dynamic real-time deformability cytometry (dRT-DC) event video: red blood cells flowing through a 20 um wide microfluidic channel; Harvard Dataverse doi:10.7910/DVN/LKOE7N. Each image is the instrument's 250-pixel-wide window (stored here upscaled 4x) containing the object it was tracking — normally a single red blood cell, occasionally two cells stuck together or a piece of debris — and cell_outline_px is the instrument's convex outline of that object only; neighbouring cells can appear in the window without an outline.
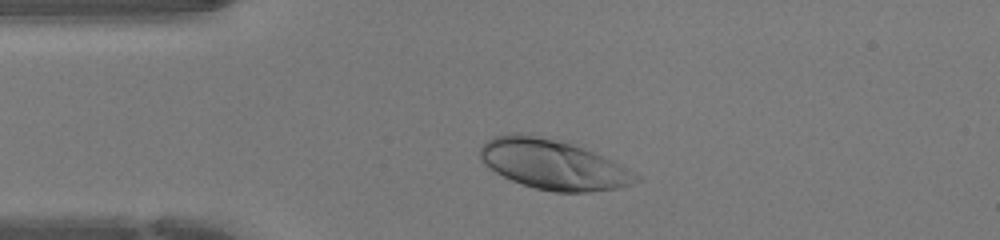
{"species": "human", "species_latin": "Homo sapiens", "temperature_condition": "warm", "stored_images_in_passage": 33, "camera_frame_rate_fps": 3000, "um_per_image_px": 0.085, "donor": {"sex": "female"}, "frame": {"image": 1, "passage_image": 5, "time_ms": 1.333, "image_size_px": [1000, 240], "cell_outline_px": [[640, 180], [632, 184], [620, 188], [588, 192], [556, 192], [536, 188], [512, 180], [496, 172], [484, 164], [480, 160], [480, 148], [492, 136], [512, 132], [528, 132], [552, 136], [564, 140], [604, 156], [628, 168]], "centroid_in_image_um": [46.99, 13.93], "position_along_channel_um": 38.0, "area_um2": 45.84}}
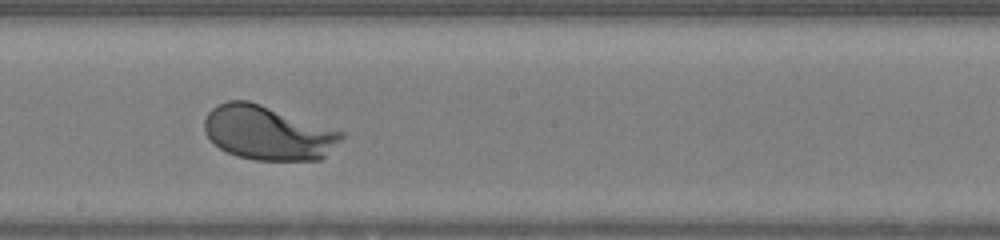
{"frame": {"image": 2, "passage_image": 20, "time_ms": 6.333, "image_size_px": [1000, 240], "cell_outline_px": [[344, 136], [320, 160], [252, 160], [236, 156], [220, 148], [204, 132], [204, 120], [208, 112], [212, 108], [228, 100], [248, 100], [344, 132]], "centroid_in_image_um": [22.74, 11.29], "position_along_channel_um": 225.5, "area_um2": 42.83}}
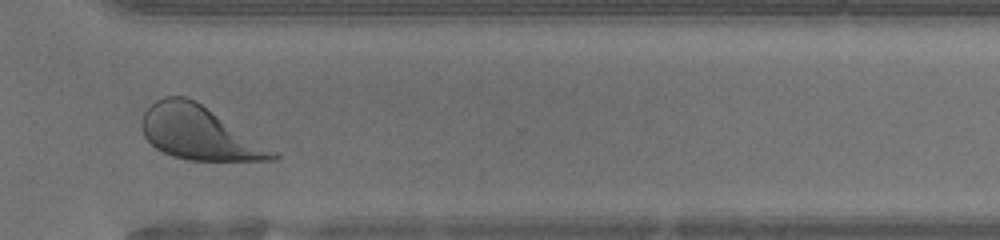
{"frame": {"image": 3, "passage_image": 29, "time_ms": 9.333, "image_size_px": [1000, 240], "cell_outline_px": [[280, 156], [276, 160], [188, 160], [172, 156], [156, 148], [144, 136], [140, 128], [140, 124], [144, 112], [156, 100], [164, 96], [184, 96], [196, 100], [276, 152]], "centroid_in_image_um": [16.88, 11.29], "position_along_channel_um": 353.7, "area_um2": 40.34}, "authors_computed_cell_mechanics": {"area_um2": 43.0032, "velocity_mm_per_s": 4.2492, "shape_relaxation_time_tau1_ms": 1.6409, "shape_relaxation_time_tau2_ms": null, "deformation_change_tau1": 0.1556, "deformation_change_tau2": null}}